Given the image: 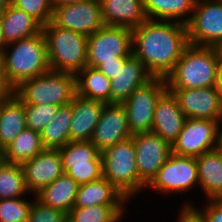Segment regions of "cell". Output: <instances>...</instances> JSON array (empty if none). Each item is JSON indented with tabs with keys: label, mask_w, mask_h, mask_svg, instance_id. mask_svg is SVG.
I'll use <instances>...</instances> for the list:
<instances>
[{
	"label": "cell",
	"mask_w": 222,
	"mask_h": 222,
	"mask_svg": "<svg viewBox=\"0 0 222 222\" xmlns=\"http://www.w3.org/2000/svg\"><path fill=\"white\" fill-rule=\"evenodd\" d=\"M131 30L132 55L152 77L166 79L189 45L187 25L147 19Z\"/></svg>",
	"instance_id": "obj_1"
},
{
	"label": "cell",
	"mask_w": 222,
	"mask_h": 222,
	"mask_svg": "<svg viewBox=\"0 0 222 222\" xmlns=\"http://www.w3.org/2000/svg\"><path fill=\"white\" fill-rule=\"evenodd\" d=\"M220 63L218 48L189 44L165 79L167 89L213 87Z\"/></svg>",
	"instance_id": "obj_2"
},
{
	"label": "cell",
	"mask_w": 222,
	"mask_h": 222,
	"mask_svg": "<svg viewBox=\"0 0 222 222\" xmlns=\"http://www.w3.org/2000/svg\"><path fill=\"white\" fill-rule=\"evenodd\" d=\"M2 61L5 77L13 89L23 81L49 71L47 44L43 32L6 45Z\"/></svg>",
	"instance_id": "obj_3"
},
{
	"label": "cell",
	"mask_w": 222,
	"mask_h": 222,
	"mask_svg": "<svg viewBox=\"0 0 222 222\" xmlns=\"http://www.w3.org/2000/svg\"><path fill=\"white\" fill-rule=\"evenodd\" d=\"M101 158L103 177L129 202L146 190L137 173L132 137L102 151Z\"/></svg>",
	"instance_id": "obj_4"
},
{
	"label": "cell",
	"mask_w": 222,
	"mask_h": 222,
	"mask_svg": "<svg viewBox=\"0 0 222 222\" xmlns=\"http://www.w3.org/2000/svg\"><path fill=\"white\" fill-rule=\"evenodd\" d=\"M50 70L77 74L86 66L87 36L56 26H42Z\"/></svg>",
	"instance_id": "obj_5"
},
{
	"label": "cell",
	"mask_w": 222,
	"mask_h": 222,
	"mask_svg": "<svg viewBox=\"0 0 222 222\" xmlns=\"http://www.w3.org/2000/svg\"><path fill=\"white\" fill-rule=\"evenodd\" d=\"M14 94L23 104L67 105L76 95V75L49 70L20 83L14 89Z\"/></svg>",
	"instance_id": "obj_6"
},
{
	"label": "cell",
	"mask_w": 222,
	"mask_h": 222,
	"mask_svg": "<svg viewBox=\"0 0 222 222\" xmlns=\"http://www.w3.org/2000/svg\"><path fill=\"white\" fill-rule=\"evenodd\" d=\"M199 187L198 167L195 157L171 153L152 181L146 186L159 195H187Z\"/></svg>",
	"instance_id": "obj_7"
},
{
	"label": "cell",
	"mask_w": 222,
	"mask_h": 222,
	"mask_svg": "<svg viewBox=\"0 0 222 222\" xmlns=\"http://www.w3.org/2000/svg\"><path fill=\"white\" fill-rule=\"evenodd\" d=\"M131 55V28L105 25L87 37L86 66L97 68L101 63L117 62V58Z\"/></svg>",
	"instance_id": "obj_8"
},
{
	"label": "cell",
	"mask_w": 222,
	"mask_h": 222,
	"mask_svg": "<svg viewBox=\"0 0 222 222\" xmlns=\"http://www.w3.org/2000/svg\"><path fill=\"white\" fill-rule=\"evenodd\" d=\"M166 90L167 85L164 78L152 77L134 90L129 98L122 103L132 135L152 132L155 105Z\"/></svg>",
	"instance_id": "obj_9"
},
{
	"label": "cell",
	"mask_w": 222,
	"mask_h": 222,
	"mask_svg": "<svg viewBox=\"0 0 222 222\" xmlns=\"http://www.w3.org/2000/svg\"><path fill=\"white\" fill-rule=\"evenodd\" d=\"M59 153L64 173L79 185L103 176L101 152L90 141H69Z\"/></svg>",
	"instance_id": "obj_10"
},
{
	"label": "cell",
	"mask_w": 222,
	"mask_h": 222,
	"mask_svg": "<svg viewBox=\"0 0 222 222\" xmlns=\"http://www.w3.org/2000/svg\"><path fill=\"white\" fill-rule=\"evenodd\" d=\"M186 25L189 44L218 48L222 44V2L196 0Z\"/></svg>",
	"instance_id": "obj_11"
},
{
	"label": "cell",
	"mask_w": 222,
	"mask_h": 222,
	"mask_svg": "<svg viewBox=\"0 0 222 222\" xmlns=\"http://www.w3.org/2000/svg\"><path fill=\"white\" fill-rule=\"evenodd\" d=\"M222 121L187 118L176 141L172 153L197 157L218 148Z\"/></svg>",
	"instance_id": "obj_12"
},
{
	"label": "cell",
	"mask_w": 222,
	"mask_h": 222,
	"mask_svg": "<svg viewBox=\"0 0 222 222\" xmlns=\"http://www.w3.org/2000/svg\"><path fill=\"white\" fill-rule=\"evenodd\" d=\"M56 26L90 36L105 26L100 0L56 6L51 20Z\"/></svg>",
	"instance_id": "obj_13"
},
{
	"label": "cell",
	"mask_w": 222,
	"mask_h": 222,
	"mask_svg": "<svg viewBox=\"0 0 222 222\" xmlns=\"http://www.w3.org/2000/svg\"><path fill=\"white\" fill-rule=\"evenodd\" d=\"M139 179L147 186L172 153V146L154 132L132 135Z\"/></svg>",
	"instance_id": "obj_14"
},
{
	"label": "cell",
	"mask_w": 222,
	"mask_h": 222,
	"mask_svg": "<svg viewBox=\"0 0 222 222\" xmlns=\"http://www.w3.org/2000/svg\"><path fill=\"white\" fill-rule=\"evenodd\" d=\"M168 90L176 97L187 118L222 121V102L215 86Z\"/></svg>",
	"instance_id": "obj_15"
},
{
	"label": "cell",
	"mask_w": 222,
	"mask_h": 222,
	"mask_svg": "<svg viewBox=\"0 0 222 222\" xmlns=\"http://www.w3.org/2000/svg\"><path fill=\"white\" fill-rule=\"evenodd\" d=\"M132 137L122 104H105L90 142L100 151Z\"/></svg>",
	"instance_id": "obj_16"
},
{
	"label": "cell",
	"mask_w": 222,
	"mask_h": 222,
	"mask_svg": "<svg viewBox=\"0 0 222 222\" xmlns=\"http://www.w3.org/2000/svg\"><path fill=\"white\" fill-rule=\"evenodd\" d=\"M21 167L26 189L33 195L64 173L59 150L52 149H44L30 160L22 163Z\"/></svg>",
	"instance_id": "obj_17"
},
{
	"label": "cell",
	"mask_w": 222,
	"mask_h": 222,
	"mask_svg": "<svg viewBox=\"0 0 222 222\" xmlns=\"http://www.w3.org/2000/svg\"><path fill=\"white\" fill-rule=\"evenodd\" d=\"M186 119L187 117L179 108L176 97L167 89L156 102L152 132L161 136L172 146Z\"/></svg>",
	"instance_id": "obj_18"
},
{
	"label": "cell",
	"mask_w": 222,
	"mask_h": 222,
	"mask_svg": "<svg viewBox=\"0 0 222 222\" xmlns=\"http://www.w3.org/2000/svg\"><path fill=\"white\" fill-rule=\"evenodd\" d=\"M151 78L144 64L131 55L111 79L110 103L122 104L134 90Z\"/></svg>",
	"instance_id": "obj_19"
},
{
	"label": "cell",
	"mask_w": 222,
	"mask_h": 222,
	"mask_svg": "<svg viewBox=\"0 0 222 222\" xmlns=\"http://www.w3.org/2000/svg\"><path fill=\"white\" fill-rule=\"evenodd\" d=\"M106 103L75 95L71 101L70 141H90Z\"/></svg>",
	"instance_id": "obj_20"
},
{
	"label": "cell",
	"mask_w": 222,
	"mask_h": 222,
	"mask_svg": "<svg viewBox=\"0 0 222 222\" xmlns=\"http://www.w3.org/2000/svg\"><path fill=\"white\" fill-rule=\"evenodd\" d=\"M107 26L135 28L147 20L143 0H100Z\"/></svg>",
	"instance_id": "obj_21"
},
{
	"label": "cell",
	"mask_w": 222,
	"mask_h": 222,
	"mask_svg": "<svg viewBox=\"0 0 222 222\" xmlns=\"http://www.w3.org/2000/svg\"><path fill=\"white\" fill-rule=\"evenodd\" d=\"M199 188L206 199H222V153L218 148L195 157Z\"/></svg>",
	"instance_id": "obj_22"
},
{
	"label": "cell",
	"mask_w": 222,
	"mask_h": 222,
	"mask_svg": "<svg viewBox=\"0 0 222 222\" xmlns=\"http://www.w3.org/2000/svg\"><path fill=\"white\" fill-rule=\"evenodd\" d=\"M126 203L130 202L102 176L98 180L79 185L74 207L127 205Z\"/></svg>",
	"instance_id": "obj_23"
},
{
	"label": "cell",
	"mask_w": 222,
	"mask_h": 222,
	"mask_svg": "<svg viewBox=\"0 0 222 222\" xmlns=\"http://www.w3.org/2000/svg\"><path fill=\"white\" fill-rule=\"evenodd\" d=\"M0 20L5 45L29 38L42 31V25L36 19L12 4L0 13Z\"/></svg>",
	"instance_id": "obj_24"
},
{
	"label": "cell",
	"mask_w": 222,
	"mask_h": 222,
	"mask_svg": "<svg viewBox=\"0 0 222 222\" xmlns=\"http://www.w3.org/2000/svg\"><path fill=\"white\" fill-rule=\"evenodd\" d=\"M78 187L77 182L66 173H63L55 181L35 194V198L43 205L68 214L74 207Z\"/></svg>",
	"instance_id": "obj_25"
},
{
	"label": "cell",
	"mask_w": 222,
	"mask_h": 222,
	"mask_svg": "<svg viewBox=\"0 0 222 222\" xmlns=\"http://www.w3.org/2000/svg\"><path fill=\"white\" fill-rule=\"evenodd\" d=\"M27 128L24 104L13 94L0 102V148L4 150Z\"/></svg>",
	"instance_id": "obj_26"
},
{
	"label": "cell",
	"mask_w": 222,
	"mask_h": 222,
	"mask_svg": "<svg viewBox=\"0 0 222 222\" xmlns=\"http://www.w3.org/2000/svg\"><path fill=\"white\" fill-rule=\"evenodd\" d=\"M147 19L187 24L196 0H143Z\"/></svg>",
	"instance_id": "obj_27"
},
{
	"label": "cell",
	"mask_w": 222,
	"mask_h": 222,
	"mask_svg": "<svg viewBox=\"0 0 222 222\" xmlns=\"http://www.w3.org/2000/svg\"><path fill=\"white\" fill-rule=\"evenodd\" d=\"M111 80L97 68L85 66L76 74V94L80 97L110 103Z\"/></svg>",
	"instance_id": "obj_28"
},
{
	"label": "cell",
	"mask_w": 222,
	"mask_h": 222,
	"mask_svg": "<svg viewBox=\"0 0 222 222\" xmlns=\"http://www.w3.org/2000/svg\"><path fill=\"white\" fill-rule=\"evenodd\" d=\"M71 103L59 106L57 115L40 132L44 149L59 150L70 141Z\"/></svg>",
	"instance_id": "obj_29"
},
{
	"label": "cell",
	"mask_w": 222,
	"mask_h": 222,
	"mask_svg": "<svg viewBox=\"0 0 222 222\" xmlns=\"http://www.w3.org/2000/svg\"><path fill=\"white\" fill-rule=\"evenodd\" d=\"M44 150L39 132L25 128L3 150V161L13 164H22Z\"/></svg>",
	"instance_id": "obj_30"
},
{
	"label": "cell",
	"mask_w": 222,
	"mask_h": 222,
	"mask_svg": "<svg viewBox=\"0 0 222 222\" xmlns=\"http://www.w3.org/2000/svg\"><path fill=\"white\" fill-rule=\"evenodd\" d=\"M127 205H96L73 207L67 214L70 222H121L127 213Z\"/></svg>",
	"instance_id": "obj_31"
},
{
	"label": "cell",
	"mask_w": 222,
	"mask_h": 222,
	"mask_svg": "<svg viewBox=\"0 0 222 222\" xmlns=\"http://www.w3.org/2000/svg\"><path fill=\"white\" fill-rule=\"evenodd\" d=\"M33 195L25 186L24 173L20 164L0 162V199L21 198ZM31 195V196H30Z\"/></svg>",
	"instance_id": "obj_32"
},
{
	"label": "cell",
	"mask_w": 222,
	"mask_h": 222,
	"mask_svg": "<svg viewBox=\"0 0 222 222\" xmlns=\"http://www.w3.org/2000/svg\"><path fill=\"white\" fill-rule=\"evenodd\" d=\"M33 196L0 199V222H27Z\"/></svg>",
	"instance_id": "obj_33"
},
{
	"label": "cell",
	"mask_w": 222,
	"mask_h": 222,
	"mask_svg": "<svg viewBox=\"0 0 222 222\" xmlns=\"http://www.w3.org/2000/svg\"><path fill=\"white\" fill-rule=\"evenodd\" d=\"M26 125L28 129L41 132L43 128L57 115L59 106L52 104H24Z\"/></svg>",
	"instance_id": "obj_34"
},
{
	"label": "cell",
	"mask_w": 222,
	"mask_h": 222,
	"mask_svg": "<svg viewBox=\"0 0 222 222\" xmlns=\"http://www.w3.org/2000/svg\"><path fill=\"white\" fill-rule=\"evenodd\" d=\"M11 4L36 19L42 26L52 20V0H12Z\"/></svg>",
	"instance_id": "obj_35"
},
{
	"label": "cell",
	"mask_w": 222,
	"mask_h": 222,
	"mask_svg": "<svg viewBox=\"0 0 222 222\" xmlns=\"http://www.w3.org/2000/svg\"><path fill=\"white\" fill-rule=\"evenodd\" d=\"M66 220V213L43 205L35 198V196H33V202L27 222H65Z\"/></svg>",
	"instance_id": "obj_36"
},
{
	"label": "cell",
	"mask_w": 222,
	"mask_h": 222,
	"mask_svg": "<svg viewBox=\"0 0 222 222\" xmlns=\"http://www.w3.org/2000/svg\"><path fill=\"white\" fill-rule=\"evenodd\" d=\"M185 203L181 204L180 212H178L177 222H207L206 216L203 212L197 208L199 206L195 205L192 200H189L188 197Z\"/></svg>",
	"instance_id": "obj_37"
},
{
	"label": "cell",
	"mask_w": 222,
	"mask_h": 222,
	"mask_svg": "<svg viewBox=\"0 0 222 222\" xmlns=\"http://www.w3.org/2000/svg\"><path fill=\"white\" fill-rule=\"evenodd\" d=\"M200 210L206 216L207 222H222V199H206Z\"/></svg>",
	"instance_id": "obj_38"
},
{
	"label": "cell",
	"mask_w": 222,
	"mask_h": 222,
	"mask_svg": "<svg viewBox=\"0 0 222 222\" xmlns=\"http://www.w3.org/2000/svg\"><path fill=\"white\" fill-rule=\"evenodd\" d=\"M14 94V89L8 83L5 73L2 58H0V102Z\"/></svg>",
	"instance_id": "obj_39"
},
{
	"label": "cell",
	"mask_w": 222,
	"mask_h": 222,
	"mask_svg": "<svg viewBox=\"0 0 222 222\" xmlns=\"http://www.w3.org/2000/svg\"><path fill=\"white\" fill-rule=\"evenodd\" d=\"M127 59L128 58H117V62L101 63L97 69L111 80L118 68L122 67Z\"/></svg>",
	"instance_id": "obj_40"
},
{
	"label": "cell",
	"mask_w": 222,
	"mask_h": 222,
	"mask_svg": "<svg viewBox=\"0 0 222 222\" xmlns=\"http://www.w3.org/2000/svg\"><path fill=\"white\" fill-rule=\"evenodd\" d=\"M215 89L222 102V63H220V66H219L218 75H217V79L215 83Z\"/></svg>",
	"instance_id": "obj_41"
},
{
	"label": "cell",
	"mask_w": 222,
	"mask_h": 222,
	"mask_svg": "<svg viewBox=\"0 0 222 222\" xmlns=\"http://www.w3.org/2000/svg\"><path fill=\"white\" fill-rule=\"evenodd\" d=\"M86 0H52L53 7L62 6L66 4L80 3Z\"/></svg>",
	"instance_id": "obj_42"
},
{
	"label": "cell",
	"mask_w": 222,
	"mask_h": 222,
	"mask_svg": "<svg viewBox=\"0 0 222 222\" xmlns=\"http://www.w3.org/2000/svg\"><path fill=\"white\" fill-rule=\"evenodd\" d=\"M5 41H4V35H3V30H2V25H1V20H0V58H2L3 50L5 48Z\"/></svg>",
	"instance_id": "obj_43"
},
{
	"label": "cell",
	"mask_w": 222,
	"mask_h": 222,
	"mask_svg": "<svg viewBox=\"0 0 222 222\" xmlns=\"http://www.w3.org/2000/svg\"><path fill=\"white\" fill-rule=\"evenodd\" d=\"M11 1L12 0H0V13L11 4Z\"/></svg>",
	"instance_id": "obj_44"
},
{
	"label": "cell",
	"mask_w": 222,
	"mask_h": 222,
	"mask_svg": "<svg viewBox=\"0 0 222 222\" xmlns=\"http://www.w3.org/2000/svg\"><path fill=\"white\" fill-rule=\"evenodd\" d=\"M218 149L222 153V127H221L220 136H219Z\"/></svg>",
	"instance_id": "obj_45"
},
{
	"label": "cell",
	"mask_w": 222,
	"mask_h": 222,
	"mask_svg": "<svg viewBox=\"0 0 222 222\" xmlns=\"http://www.w3.org/2000/svg\"><path fill=\"white\" fill-rule=\"evenodd\" d=\"M218 51H219L220 60H221V63H222V44L218 47Z\"/></svg>",
	"instance_id": "obj_46"
},
{
	"label": "cell",
	"mask_w": 222,
	"mask_h": 222,
	"mask_svg": "<svg viewBox=\"0 0 222 222\" xmlns=\"http://www.w3.org/2000/svg\"><path fill=\"white\" fill-rule=\"evenodd\" d=\"M3 161V150L0 148V162Z\"/></svg>",
	"instance_id": "obj_47"
}]
</instances>
